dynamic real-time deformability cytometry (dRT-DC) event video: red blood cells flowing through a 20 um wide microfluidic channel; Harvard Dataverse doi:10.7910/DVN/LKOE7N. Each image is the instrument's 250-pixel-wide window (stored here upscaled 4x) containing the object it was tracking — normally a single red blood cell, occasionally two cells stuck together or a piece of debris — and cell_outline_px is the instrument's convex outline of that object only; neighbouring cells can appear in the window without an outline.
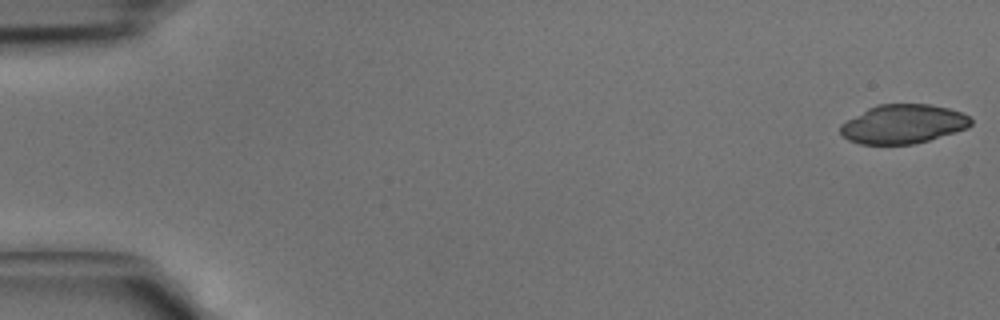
{"species": "common noctule bat (a hibernating species)", "species_latin": "Nyctalus noctula", "temperature_condition": "cold", "stored_images_in_passage": 21, "camera_frame_rate_fps": 3000, "um_per_image_px": 0.085, "animal": {"sex": "male", "body_mass_g": 15.6}, "frame": {"image": 1, "passage_image": 1, "time_ms": 0.0, "image_size_px": [1000, 320], "cell_outline_px": [[972, 124], [968, 128], [956, 132], [928, 140], [912, 144], [860, 144], [848, 140], [840, 132], [840, 124], [868, 108], [876, 104], [928, 104], [948, 108], [960, 112], [968, 116], [972, 120]], "centroid_in_image_um": [76.76, 10.54], "position_along_channel_um": 8.2, "area_um2": 29.59}}